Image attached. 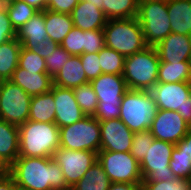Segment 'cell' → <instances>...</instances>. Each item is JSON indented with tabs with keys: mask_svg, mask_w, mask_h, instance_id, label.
Wrapping results in <instances>:
<instances>
[{
	"mask_svg": "<svg viewBox=\"0 0 191 190\" xmlns=\"http://www.w3.org/2000/svg\"><path fill=\"white\" fill-rule=\"evenodd\" d=\"M9 174L16 186L30 190H65L60 165L52 157H18L10 166Z\"/></svg>",
	"mask_w": 191,
	"mask_h": 190,
	"instance_id": "cell-1",
	"label": "cell"
},
{
	"mask_svg": "<svg viewBox=\"0 0 191 190\" xmlns=\"http://www.w3.org/2000/svg\"><path fill=\"white\" fill-rule=\"evenodd\" d=\"M60 147L55 123L27 120L19 126V157H52Z\"/></svg>",
	"mask_w": 191,
	"mask_h": 190,
	"instance_id": "cell-2",
	"label": "cell"
},
{
	"mask_svg": "<svg viewBox=\"0 0 191 190\" xmlns=\"http://www.w3.org/2000/svg\"><path fill=\"white\" fill-rule=\"evenodd\" d=\"M160 60L155 46L125 57L123 78L129 90L150 91L158 83Z\"/></svg>",
	"mask_w": 191,
	"mask_h": 190,
	"instance_id": "cell-3",
	"label": "cell"
},
{
	"mask_svg": "<svg viewBox=\"0 0 191 190\" xmlns=\"http://www.w3.org/2000/svg\"><path fill=\"white\" fill-rule=\"evenodd\" d=\"M103 32L105 46L124 57L142 51L148 46L137 17L110 19L103 28Z\"/></svg>",
	"mask_w": 191,
	"mask_h": 190,
	"instance_id": "cell-4",
	"label": "cell"
},
{
	"mask_svg": "<svg viewBox=\"0 0 191 190\" xmlns=\"http://www.w3.org/2000/svg\"><path fill=\"white\" fill-rule=\"evenodd\" d=\"M120 110L119 119L136 133L150 129L158 108L150 91L128 90Z\"/></svg>",
	"mask_w": 191,
	"mask_h": 190,
	"instance_id": "cell-5",
	"label": "cell"
},
{
	"mask_svg": "<svg viewBox=\"0 0 191 190\" xmlns=\"http://www.w3.org/2000/svg\"><path fill=\"white\" fill-rule=\"evenodd\" d=\"M89 83L99 101L94 117L99 122L119 119L122 97L129 90L123 76L102 73Z\"/></svg>",
	"mask_w": 191,
	"mask_h": 190,
	"instance_id": "cell-6",
	"label": "cell"
},
{
	"mask_svg": "<svg viewBox=\"0 0 191 190\" xmlns=\"http://www.w3.org/2000/svg\"><path fill=\"white\" fill-rule=\"evenodd\" d=\"M59 136L63 149L100 151V122L94 116H85L74 124L59 128Z\"/></svg>",
	"mask_w": 191,
	"mask_h": 190,
	"instance_id": "cell-7",
	"label": "cell"
},
{
	"mask_svg": "<svg viewBox=\"0 0 191 190\" xmlns=\"http://www.w3.org/2000/svg\"><path fill=\"white\" fill-rule=\"evenodd\" d=\"M137 18L148 46H156L172 32L167 3L139 0Z\"/></svg>",
	"mask_w": 191,
	"mask_h": 190,
	"instance_id": "cell-8",
	"label": "cell"
},
{
	"mask_svg": "<svg viewBox=\"0 0 191 190\" xmlns=\"http://www.w3.org/2000/svg\"><path fill=\"white\" fill-rule=\"evenodd\" d=\"M98 162L111 183L141 184L143 181L140 163L130 152L100 150Z\"/></svg>",
	"mask_w": 191,
	"mask_h": 190,
	"instance_id": "cell-9",
	"label": "cell"
},
{
	"mask_svg": "<svg viewBox=\"0 0 191 190\" xmlns=\"http://www.w3.org/2000/svg\"><path fill=\"white\" fill-rule=\"evenodd\" d=\"M174 147L170 142L154 139L140 162L143 181L161 182L175 178L169 167Z\"/></svg>",
	"mask_w": 191,
	"mask_h": 190,
	"instance_id": "cell-10",
	"label": "cell"
},
{
	"mask_svg": "<svg viewBox=\"0 0 191 190\" xmlns=\"http://www.w3.org/2000/svg\"><path fill=\"white\" fill-rule=\"evenodd\" d=\"M31 96L10 80H3L0 90V119L20 126L29 118Z\"/></svg>",
	"mask_w": 191,
	"mask_h": 190,
	"instance_id": "cell-11",
	"label": "cell"
},
{
	"mask_svg": "<svg viewBox=\"0 0 191 190\" xmlns=\"http://www.w3.org/2000/svg\"><path fill=\"white\" fill-rule=\"evenodd\" d=\"M52 158L60 165L66 184L71 188L98 161V153L86 150H69L59 147Z\"/></svg>",
	"mask_w": 191,
	"mask_h": 190,
	"instance_id": "cell-12",
	"label": "cell"
},
{
	"mask_svg": "<svg viewBox=\"0 0 191 190\" xmlns=\"http://www.w3.org/2000/svg\"><path fill=\"white\" fill-rule=\"evenodd\" d=\"M188 129V124L178 112L158 109L149 130L156 140L176 145Z\"/></svg>",
	"mask_w": 191,
	"mask_h": 190,
	"instance_id": "cell-13",
	"label": "cell"
},
{
	"mask_svg": "<svg viewBox=\"0 0 191 190\" xmlns=\"http://www.w3.org/2000/svg\"><path fill=\"white\" fill-rule=\"evenodd\" d=\"M150 93L158 109L181 112L182 106L191 94V83H157Z\"/></svg>",
	"mask_w": 191,
	"mask_h": 190,
	"instance_id": "cell-14",
	"label": "cell"
},
{
	"mask_svg": "<svg viewBox=\"0 0 191 190\" xmlns=\"http://www.w3.org/2000/svg\"><path fill=\"white\" fill-rule=\"evenodd\" d=\"M100 129V150L130 152L134 132L120 119H109L100 122Z\"/></svg>",
	"mask_w": 191,
	"mask_h": 190,
	"instance_id": "cell-15",
	"label": "cell"
},
{
	"mask_svg": "<svg viewBox=\"0 0 191 190\" xmlns=\"http://www.w3.org/2000/svg\"><path fill=\"white\" fill-rule=\"evenodd\" d=\"M55 101V124L61 128L82 120L86 114L78 105L73 89L53 85Z\"/></svg>",
	"mask_w": 191,
	"mask_h": 190,
	"instance_id": "cell-16",
	"label": "cell"
},
{
	"mask_svg": "<svg viewBox=\"0 0 191 190\" xmlns=\"http://www.w3.org/2000/svg\"><path fill=\"white\" fill-rule=\"evenodd\" d=\"M160 62L191 61V36L171 32L155 46Z\"/></svg>",
	"mask_w": 191,
	"mask_h": 190,
	"instance_id": "cell-17",
	"label": "cell"
},
{
	"mask_svg": "<svg viewBox=\"0 0 191 190\" xmlns=\"http://www.w3.org/2000/svg\"><path fill=\"white\" fill-rule=\"evenodd\" d=\"M70 15L74 27L82 31L103 30L108 21L103 10L83 0L79 1Z\"/></svg>",
	"mask_w": 191,
	"mask_h": 190,
	"instance_id": "cell-18",
	"label": "cell"
},
{
	"mask_svg": "<svg viewBox=\"0 0 191 190\" xmlns=\"http://www.w3.org/2000/svg\"><path fill=\"white\" fill-rule=\"evenodd\" d=\"M31 97L49 92L53 79L47 73H35L17 67L10 79Z\"/></svg>",
	"mask_w": 191,
	"mask_h": 190,
	"instance_id": "cell-19",
	"label": "cell"
},
{
	"mask_svg": "<svg viewBox=\"0 0 191 190\" xmlns=\"http://www.w3.org/2000/svg\"><path fill=\"white\" fill-rule=\"evenodd\" d=\"M45 27L44 11H38L24 26L16 31V38L23 48L34 50L38 43L48 38Z\"/></svg>",
	"mask_w": 191,
	"mask_h": 190,
	"instance_id": "cell-20",
	"label": "cell"
},
{
	"mask_svg": "<svg viewBox=\"0 0 191 190\" xmlns=\"http://www.w3.org/2000/svg\"><path fill=\"white\" fill-rule=\"evenodd\" d=\"M89 83L83 69L80 56L72 55L64 67L53 78V85L61 88L74 89Z\"/></svg>",
	"mask_w": 191,
	"mask_h": 190,
	"instance_id": "cell-21",
	"label": "cell"
},
{
	"mask_svg": "<svg viewBox=\"0 0 191 190\" xmlns=\"http://www.w3.org/2000/svg\"><path fill=\"white\" fill-rule=\"evenodd\" d=\"M167 11L172 32L191 36V0H170Z\"/></svg>",
	"mask_w": 191,
	"mask_h": 190,
	"instance_id": "cell-22",
	"label": "cell"
},
{
	"mask_svg": "<svg viewBox=\"0 0 191 190\" xmlns=\"http://www.w3.org/2000/svg\"><path fill=\"white\" fill-rule=\"evenodd\" d=\"M19 157V127L0 119V158L10 166Z\"/></svg>",
	"mask_w": 191,
	"mask_h": 190,
	"instance_id": "cell-23",
	"label": "cell"
},
{
	"mask_svg": "<svg viewBox=\"0 0 191 190\" xmlns=\"http://www.w3.org/2000/svg\"><path fill=\"white\" fill-rule=\"evenodd\" d=\"M55 109L52 85L49 92L31 98L28 120L41 123H55Z\"/></svg>",
	"mask_w": 191,
	"mask_h": 190,
	"instance_id": "cell-24",
	"label": "cell"
},
{
	"mask_svg": "<svg viewBox=\"0 0 191 190\" xmlns=\"http://www.w3.org/2000/svg\"><path fill=\"white\" fill-rule=\"evenodd\" d=\"M45 30L51 41L61 44L63 39L74 27L70 14L44 10Z\"/></svg>",
	"mask_w": 191,
	"mask_h": 190,
	"instance_id": "cell-25",
	"label": "cell"
},
{
	"mask_svg": "<svg viewBox=\"0 0 191 190\" xmlns=\"http://www.w3.org/2000/svg\"><path fill=\"white\" fill-rule=\"evenodd\" d=\"M21 43L17 38L0 45V80H10L18 67Z\"/></svg>",
	"mask_w": 191,
	"mask_h": 190,
	"instance_id": "cell-26",
	"label": "cell"
},
{
	"mask_svg": "<svg viewBox=\"0 0 191 190\" xmlns=\"http://www.w3.org/2000/svg\"><path fill=\"white\" fill-rule=\"evenodd\" d=\"M191 83V61L160 62L158 83Z\"/></svg>",
	"mask_w": 191,
	"mask_h": 190,
	"instance_id": "cell-27",
	"label": "cell"
},
{
	"mask_svg": "<svg viewBox=\"0 0 191 190\" xmlns=\"http://www.w3.org/2000/svg\"><path fill=\"white\" fill-rule=\"evenodd\" d=\"M110 184L111 182L104 172L103 166L97 161L71 188L73 190H108Z\"/></svg>",
	"mask_w": 191,
	"mask_h": 190,
	"instance_id": "cell-28",
	"label": "cell"
},
{
	"mask_svg": "<svg viewBox=\"0 0 191 190\" xmlns=\"http://www.w3.org/2000/svg\"><path fill=\"white\" fill-rule=\"evenodd\" d=\"M139 0H103V12L107 19L137 17Z\"/></svg>",
	"mask_w": 191,
	"mask_h": 190,
	"instance_id": "cell-29",
	"label": "cell"
},
{
	"mask_svg": "<svg viewBox=\"0 0 191 190\" xmlns=\"http://www.w3.org/2000/svg\"><path fill=\"white\" fill-rule=\"evenodd\" d=\"M6 10L15 31H18L38 12L37 9L23 0H16L14 3L6 6Z\"/></svg>",
	"mask_w": 191,
	"mask_h": 190,
	"instance_id": "cell-30",
	"label": "cell"
},
{
	"mask_svg": "<svg viewBox=\"0 0 191 190\" xmlns=\"http://www.w3.org/2000/svg\"><path fill=\"white\" fill-rule=\"evenodd\" d=\"M102 73L122 75L125 57L115 50L104 46L98 52Z\"/></svg>",
	"mask_w": 191,
	"mask_h": 190,
	"instance_id": "cell-31",
	"label": "cell"
},
{
	"mask_svg": "<svg viewBox=\"0 0 191 190\" xmlns=\"http://www.w3.org/2000/svg\"><path fill=\"white\" fill-rule=\"evenodd\" d=\"M75 99L86 114V116H94L98 107V98L90 83L80 85L73 89Z\"/></svg>",
	"mask_w": 191,
	"mask_h": 190,
	"instance_id": "cell-32",
	"label": "cell"
},
{
	"mask_svg": "<svg viewBox=\"0 0 191 190\" xmlns=\"http://www.w3.org/2000/svg\"><path fill=\"white\" fill-rule=\"evenodd\" d=\"M18 67L35 73H47L45 59L34 50L21 47Z\"/></svg>",
	"mask_w": 191,
	"mask_h": 190,
	"instance_id": "cell-33",
	"label": "cell"
},
{
	"mask_svg": "<svg viewBox=\"0 0 191 190\" xmlns=\"http://www.w3.org/2000/svg\"><path fill=\"white\" fill-rule=\"evenodd\" d=\"M176 178L191 180V159L175 146L169 165Z\"/></svg>",
	"mask_w": 191,
	"mask_h": 190,
	"instance_id": "cell-34",
	"label": "cell"
},
{
	"mask_svg": "<svg viewBox=\"0 0 191 190\" xmlns=\"http://www.w3.org/2000/svg\"><path fill=\"white\" fill-rule=\"evenodd\" d=\"M154 139L150 130L134 133L130 154L140 163L144 159L148 148L151 147Z\"/></svg>",
	"mask_w": 191,
	"mask_h": 190,
	"instance_id": "cell-35",
	"label": "cell"
},
{
	"mask_svg": "<svg viewBox=\"0 0 191 190\" xmlns=\"http://www.w3.org/2000/svg\"><path fill=\"white\" fill-rule=\"evenodd\" d=\"M84 31L77 27H73L72 30L63 39L60 46L64 48L71 55H81L84 53Z\"/></svg>",
	"mask_w": 191,
	"mask_h": 190,
	"instance_id": "cell-36",
	"label": "cell"
},
{
	"mask_svg": "<svg viewBox=\"0 0 191 190\" xmlns=\"http://www.w3.org/2000/svg\"><path fill=\"white\" fill-rule=\"evenodd\" d=\"M141 190H191V180L175 177L161 182L142 181Z\"/></svg>",
	"mask_w": 191,
	"mask_h": 190,
	"instance_id": "cell-37",
	"label": "cell"
},
{
	"mask_svg": "<svg viewBox=\"0 0 191 190\" xmlns=\"http://www.w3.org/2000/svg\"><path fill=\"white\" fill-rule=\"evenodd\" d=\"M72 55L60 45L45 59L47 74L53 79Z\"/></svg>",
	"mask_w": 191,
	"mask_h": 190,
	"instance_id": "cell-38",
	"label": "cell"
},
{
	"mask_svg": "<svg viewBox=\"0 0 191 190\" xmlns=\"http://www.w3.org/2000/svg\"><path fill=\"white\" fill-rule=\"evenodd\" d=\"M80 56L87 80L90 82L102 74L100 60L97 53H83Z\"/></svg>",
	"mask_w": 191,
	"mask_h": 190,
	"instance_id": "cell-39",
	"label": "cell"
},
{
	"mask_svg": "<svg viewBox=\"0 0 191 190\" xmlns=\"http://www.w3.org/2000/svg\"><path fill=\"white\" fill-rule=\"evenodd\" d=\"M84 53H97L105 46L103 30L84 31Z\"/></svg>",
	"mask_w": 191,
	"mask_h": 190,
	"instance_id": "cell-40",
	"label": "cell"
},
{
	"mask_svg": "<svg viewBox=\"0 0 191 190\" xmlns=\"http://www.w3.org/2000/svg\"><path fill=\"white\" fill-rule=\"evenodd\" d=\"M16 38V31L12 27L6 7L0 6V45Z\"/></svg>",
	"mask_w": 191,
	"mask_h": 190,
	"instance_id": "cell-41",
	"label": "cell"
},
{
	"mask_svg": "<svg viewBox=\"0 0 191 190\" xmlns=\"http://www.w3.org/2000/svg\"><path fill=\"white\" fill-rule=\"evenodd\" d=\"M46 9L60 12L63 14H71L72 10L76 7L80 0H44Z\"/></svg>",
	"mask_w": 191,
	"mask_h": 190,
	"instance_id": "cell-42",
	"label": "cell"
},
{
	"mask_svg": "<svg viewBox=\"0 0 191 190\" xmlns=\"http://www.w3.org/2000/svg\"><path fill=\"white\" fill-rule=\"evenodd\" d=\"M58 42L51 41L49 38L43 40V42L38 43L35 52L44 59H46L49 55H51L54 50L59 46Z\"/></svg>",
	"mask_w": 191,
	"mask_h": 190,
	"instance_id": "cell-43",
	"label": "cell"
},
{
	"mask_svg": "<svg viewBox=\"0 0 191 190\" xmlns=\"http://www.w3.org/2000/svg\"><path fill=\"white\" fill-rule=\"evenodd\" d=\"M175 146L179 149L180 153H184L191 159V127H189L184 138Z\"/></svg>",
	"mask_w": 191,
	"mask_h": 190,
	"instance_id": "cell-44",
	"label": "cell"
},
{
	"mask_svg": "<svg viewBox=\"0 0 191 190\" xmlns=\"http://www.w3.org/2000/svg\"><path fill=\"white\" fill-rule=\"evenodd\" d=\"M0 190H16L15 181L9 173L0 176Z\"/></svg>",
	"mask_w": 191,
	"mask_h": 190,
	"instance_id": "cell-45",
	"label": "cell"
},
{
	"mask_svg": "<svg viewBox=\"0 0 191 190\" xmlns=\"http://www.w3.org/2000/svg\"><path fill=\"white\" fill-rule=\"evenodd\" d=\"M178 113L183 117L188 126L191 127V94L182 106L181 112Z\"/></svg>",
	"mask_w": 191,
	"mask_h": 190,
	"instance_id": "cell-46",
	"label": "cell"
},
{
	"mask_svg": "<svg viewBox=\"0 0 191 190\" xmlns=\"http://www.w3.org/2000/svg\"><path fill=\"white\" fill-rule=\"evenodd\" d=\"M108 190H141V184L111 183Z\"/></svg>",
	"mask_w": 191,
	"mask_h": 190,
	"instance_id": "cell-47",
	"label": "cell"
},
{
	"mask_svg": "<svg viewBox=\"0 0 191 190\" xmlns=\"http://www.w3.org/2000/svg\"><path fill=\"white\" fill-rule=\"evenodd\" d=\"M23 1H25L28 5L34 7L38 11H44L47 6L44 0H23Z\"/></svg>",
	"mask_w": 191,
	"mask_h": 190,
	"instance_id": "cell-48",
	"label": "cell"
},
{
	"mask_svg": "<svg viewBox=\"0 0 191 190\" xmlns=\"http://www.w3.org/2000/svg\"><path fill=\"white\" fill-rule=\"evenodd\" d=\"M9 173V166L0 158V176Z\"/></svg>",
	"mask_w": 191,
	"mask_h": 190,
	"instance_id": "cell-49",
	"label": "cell"
},
{
	"mask_svg": "<svg viewBox=\"0 0 191 190\" xmlns=\"http://www.w3.org/2000/svg\"><path fill=\"white\" fill-rule=\"evenodd\" d=\"M87 1V3H91L92 5H95L97 8L103 10V0H83Z\"/></svg>",
	"mask_w": 191,
	"mask_h": 190,
	"instance_id": "cell-50",
	"label": "cell"
},
{
	"mask_svg": "<svg viewBox=\"0 0 191 190\" xmlns=\"http://www.w3.org/2000/svg\"><path fill=\"white\" fill-rule=\"evenodd\" d=\"M16 0H0V6L6 7L10 5L11 3H14Z\"/></svg>",
	"mask_w": 191,
	"mask_h": 190,
	"instance_id": "cell-51",
	"label": "cell"
},
{
	"mask_svg": "<svg viewBox=\"0 0 191 190\" xmlns=\"http://www.w3.org/2000/svg\"><path fill=\"white\" fill-rule=\"evenodd\" d=\"M148 1H156V2L168 3L170 0H148Z\"/></svg>",
	"mask_w": 191,
	"mask_h": 190,
	"instance_id": "cell-52",
	"label": "cell"
},
{
	"mask_svg": "<svg viewBox=\"0 0 191 190\" xmlns=\"http://www.w3.org/2000/svg\"><path fill=\"white\" fill-rule=\"evenodd\" d=\"M16 190H30V189H26V188H23V187H20V186H16Z\"/></svg>",
	"mask_w": 191,
	"mask_h": 190,
	"instance_id": "cell-53",
	"label": "cell"
},
{
	"mask_svg": "<svg viewBox=\"0 0 191 190\" xmlns=\"http://www.w3.org/2000/svg\"><path fill=\"white\" fill-rule=\"evenodd\" d=\"M2 82H3V80H0V90H1V87H2Z\"/></svg>",
	"mask_w": 191,
	"mask_h": 190,
	"instance_id": "cell-54",
	"label": "cell"
}]
</instances>
